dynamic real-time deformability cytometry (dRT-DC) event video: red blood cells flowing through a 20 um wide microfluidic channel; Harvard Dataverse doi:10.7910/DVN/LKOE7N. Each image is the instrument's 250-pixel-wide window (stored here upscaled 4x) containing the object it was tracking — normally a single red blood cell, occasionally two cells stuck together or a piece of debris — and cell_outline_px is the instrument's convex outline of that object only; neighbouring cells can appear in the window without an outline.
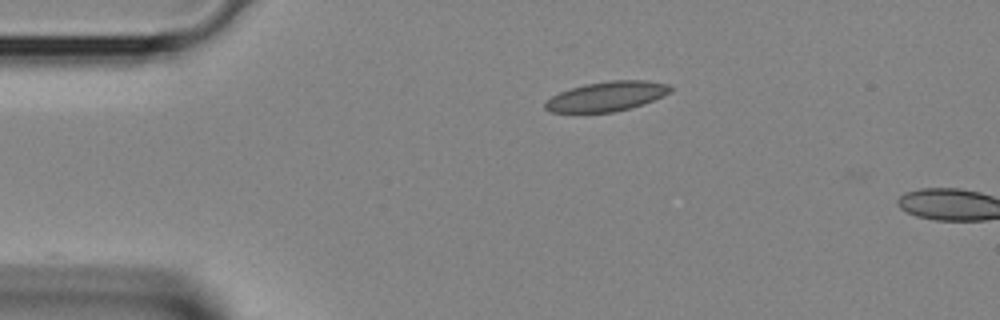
{"species": "Egyptian fruit bat (a non-hibernating species)", "species_latin": "Rousettus aegyptiacus", "temperature_condition": "room temperature", "stored_images_in_passage": 2, "camera_frame_rate_fps": 3000, "um_per_image_px": 0.085, "animal": {"sex": "female"}, "frame": {"image": 1, "passage_image": 1, "time_ms": 0.0, "image_size_px": [1000, 320], "cell_outline_px": [[672, 92], [644, 104], [612, 112], [552, 112], [544, 108], [544, 104], [552, 96], [560, 92], [584, 84], [608, 80], [644, 80], [668, 84], [672, 88]], "centroid_in_image_um": [51.59, 8.18], "position_along_channel_um": 33.4, "area_um2": 21.5}}